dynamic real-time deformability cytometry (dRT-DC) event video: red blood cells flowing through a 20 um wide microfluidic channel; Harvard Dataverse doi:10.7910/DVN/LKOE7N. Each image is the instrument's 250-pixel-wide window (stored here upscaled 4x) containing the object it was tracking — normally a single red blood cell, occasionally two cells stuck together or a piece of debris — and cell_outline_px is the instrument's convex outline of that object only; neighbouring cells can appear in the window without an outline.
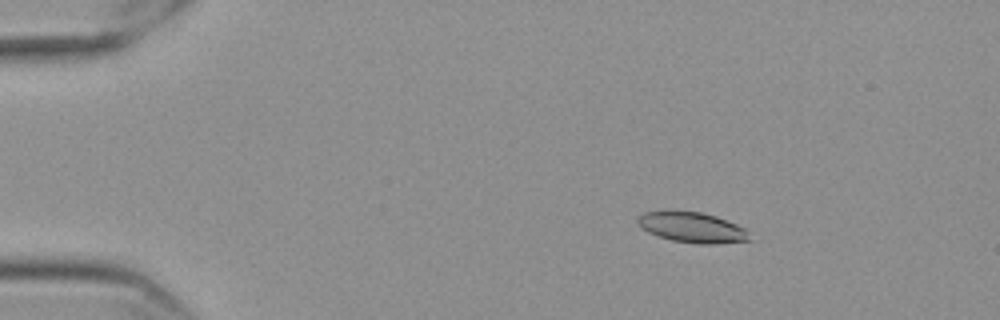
{"species": "Egyptian fruit bat (a non-hibernating species)", "species_latin": "Rousettus aegyptiacus", "temperature_condition": "cold", "stored_images_in_passage": 58, "camera_frame_rate_fps": 3000, "um_per_image_px": 0.085, "frame": {"image": 1, "passage_image": 10, "time_ms": 3.0, "image_size_px": [1000, 320], "cell_outline_px": [[752, 240], [716, 244], [696, 244], [672, 240], [648, 232], [640, 228], [636, 220], [644, 212], [700, 212], [716, 216], [736, 224], [744, 228]], "centroid_in_image_um": [58.85, 19.35], "position_along_channel_um": 26.2, "area_um2": 19.48}}
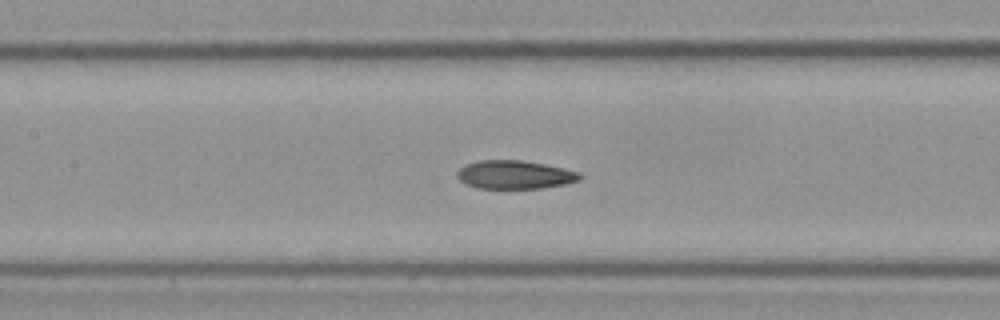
{"frame": {"image": 2, "passage_image": 28, "time_ms": 9.0, "image_size_px": [1000, 320], "cell_outline_px": [[584, 176], [580, 180], [564, 184], [540, 188], [480, 188], [468, 184], [460, 180], [456, 176], [456, 172], [464, 164], [480, 160], [520, 160], [544, 164], [564, 168], [580, 172]], "centroid_in_image_um": [43.77, 14.84], "position_along_channel_um": 163.6, "area_um2": 20.29}}
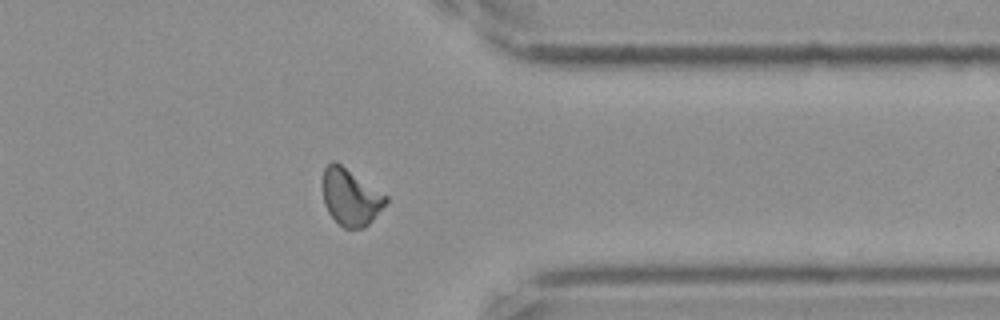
{"frame": {"image": 3, "passage_image": 47, "time_ms": 15.333, "image_size_px": [1000, 320], "cell_outline_px": [[388, 200], [372, 220], [364, 228], [344, 228], [328, 212], [324, 204], [320, 184], [324, 168], [332, 160], [336, 160], [388, 196]], "centroid_in_image_um": [29.75, 16.71], "position_along_channel_um": 381.7, "area_um2": 21.15}, "authors_computed_cell_mechanics": {"area_um2": 20.4612, "velocity_mm_per_s": 3.5571, "shape_relaxation_time_tau1_ms": 9.6206, "shape_relaxation_time_tau2_ms": 2.6578, "deformation_change_tau1": 0.2003, "deformation_change_tau2": 0.077}}